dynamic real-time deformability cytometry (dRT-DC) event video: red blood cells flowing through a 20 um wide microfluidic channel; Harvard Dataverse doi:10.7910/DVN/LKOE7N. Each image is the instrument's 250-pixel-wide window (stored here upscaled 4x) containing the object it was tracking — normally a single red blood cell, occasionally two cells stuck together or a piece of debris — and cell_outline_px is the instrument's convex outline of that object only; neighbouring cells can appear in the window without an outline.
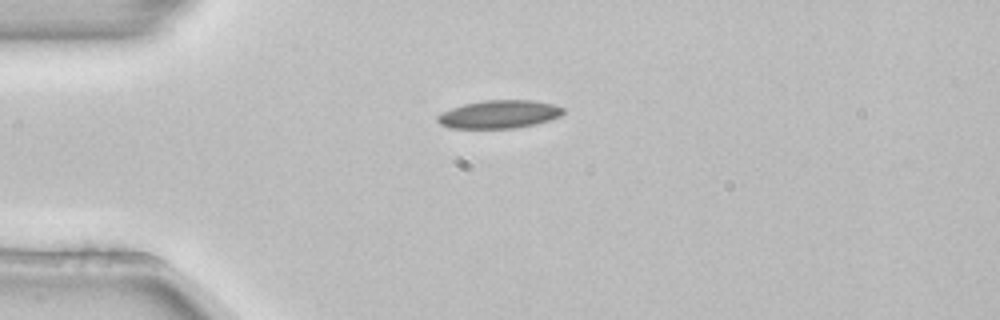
{"species": "common noctule bat (a hibernating species)", "species_latin": "Nyctalus noctula", "temperature_condition": "room temperature", "stored_images_in_passage": 2, "camera_frame_rate_fps": 3000, "um_per_image_px": 0.085, "animal": {"sex": "female", "body_mass_g": 22.7, "forearm_length_mm": 54.2}, "frame": {"image": 1, "passage_image": 1, "time_ms": 0.0, "image_size_px": [1000, 320], "cell_outline_px": [[564, 112], [560, 116], [536, 124], [516, 128], [448, 128], [440, 124], [436, 120], [436, 116], [440, 112], [464, 104], [484, 100], [532, 100], [552, 104], [564, 108]], "centroid_in_image_um": [42.39, 9.71], "position_along_channel_um": 42.6, "area_um2": 20.63}}